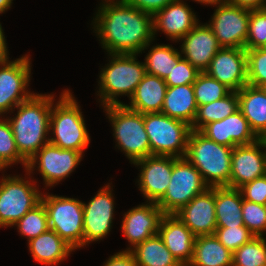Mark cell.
<instances>
[{"mask_svg": "<svg viewBox=\"0 0 266 266\" xmlns=\"http://www.w3.org/2000/svg\"><path fill=\"white\" fill-rule=\"evenodd\" d=\"M93 23L103 48L110 54H139L154 39L153 15L123 0L103 2Z\"/></svg>", "mask_w": 266, "mask_h": 266, "instance_id": "6da1fadb", "label": "cell"}, {"mask_svg": "<svg viewBox=\"0 0 266 266\" xmlns=\"http://www.w3.org/2000/svg\"><path fill=\"white\" fill-rule=\"evenodd\" d=\"M54 95L34 94L16 106L17 115L8 118L19 154L28 162L47 143Z\"/></svg>", "mask_w": 266, "mask_h": 266, "instance_id": "7a4b0ae2", "label": "cell"}, {"mask_svg": "<svg viewBox=\"0 0 266 266\" xmlns=\"http://www.w3.org/2000/svg\"><path fill=\"white\" fill-rule=\"evenodd\" d=\"M232 150V147L208 139L200 131L191 130L185 157L200 172L209 188L228 187Z\"/></svg>", "mask_w": 266, "mask_h": 266, "instance_id": "3957f363", "label": "cell"}, {"mask_svg": "<svg viewBox=\"0 0 266 266\" xmlns=\"http://www.w3.org/2000/svg\"><path fill=\"white\" fill-rule=\"evenodd\" d=\"M49 130H52L55 136L49 138V143L61 149L79 151L83 154V150L85 151L89 145L90 138L85 120L69 90L63 91L59 101L52 104Z\"/></svg>", "mask_w": 266, "mask_h": 266, "instance_id": "277c9868", "label": "cell"}, {"mask_svg": "<svg viewBox=\"0 0 266 266\" xmlns=\"http://www.w3.org/2000/svg\"><path fill=\"white\" fill-rule=\"evenodd\" d=\"M112 60L102 69L99 76V96L104 107L123 105L119 95H133L146 74L145 64L136 61V54H110Z\"/></svg>", "mask_w": 266, "mask_h": 266, "instance_id": "5b68a950", "label": "cell"}, {"mask_svg": "<svg viewBox=\"0 0 266 266\" xmlns=\"http://www.w3.org/2000/svg\"><path fill=\"white\" fill-rule=\"evenodd\" d=\"M112 122L114 138L119 149L134 163L151 156L149 137L145 130L144 114L123 105L104 107Z\"/></svg>", "mask_w": 266, "mask_h": 266, "instance_id": "8992f818", "label": "cell"}, {"mask_svg": "<svg viewBox=\"0 0 266 266\" xmlns=\"http://www.w3.org/2000/svg\"><path fill=\"white\" fill-rule=\"evenodd\" d=\"M144 125L149 137L151 156H186L191 126L163 113L144 114Z\"/></svg>", "mask_w": 266, "mask_h": 266, "instance_id": "52a82bcc", "label": "cell"}, {"mask_svg": "<svg viewBox=\"0 0 266 266\" xmlns=\"http://www.w3.org/2000/svg\"><path fill=\"white\" fill-rule=\"evenodd\" d=\"M49 229L55 231L74 250L83 247V202L74 198L42 195Z\"/></svg>", "mask_w": 266, "mask_h": 266, "instance_id": "ba28073f", "label": "cell"}, {"mask_svg": "<svg viewBox=\"0 0 266 266\" xmlns=\"http://www.w3.org/2000/svg\"><path fill=\"white\" fill-rule=\"evenodd\" d=\"M207 188L209 187L200 172L186 157H173L170 183L164 196L156 204L164 214H175Z\"/></svg>", "mask_w": 266, "mask_h": 266, "instance_id": "9c48e42d", "label": "cell"}, {"mask_svg": "<svg viewBox=\"0 0 266 266\" xmlns=\"http://www.w3.org/2000/svg\"><path fill=\"white\" fill-rule=\"evenodd\" d=\"M0 181V227H11L41 202L42 194L35 184L19 175Z\"/></svg>", "mask_w": 266, "mask_h": 266, "instance_id": "30bf717a", "label": "cell"}, {"mask_svg": "<svg viewBox=\"0 0 266 266\" xmlns=\"http://www.w3.org/2000/svg\"><path fill=\"white\" fill-rule=\"evenodd\" d=\"M0 115L13 110L35 93L28 92L31 66L28 55L9 61L0 60Z\"/></svg>", "mask_w": 266, "mask_h": 266, "instance_id": "8fae6325", "label": "cell"}, {"mask_svg": "<svg viewBox=\"0 0 266 266\" xmlns=\"http://www.w3.org/2000/svg\"><path fill=\"white\" fill-rule=\"evenodd\" d=\"M251 10L223 3L217 6L207 24L221 47L244 49Z\"/></svg>", "mask_w": 266, "mask_h": 266, "instance_id": "7c38bea8", "label": "cell"}, {"mask_svg": "<svg viewBox=\"0 0 266 266\" xmlns=\"http://www.w3.org/2000/svg\"><path fill=\"white\" fill-rule=\"evenodd\" d=\"M82 155L79 151L61 149L47 143L28 161L26 171L30 175L38 164L46 186H53L73 172L82 160Z\"/></svg>", "mask_w": 266, "mask_h": 266, "instance_id": "4fadbf2b", "label": "cell"}, {"mask_svg": "<svg viewBox=\"0 0 266 266\" xmlns=\"http://www.w3.org/2000/svg\"><path fill=\"white\" fill-rule=\"evenodd\" d=\"M111 186L107 184L85 204L83 202V246L98 241L110 232L114 216Z\"/></svg>", "mask_w": 266, "mask_h": 266, "instance_id": "5bb4252c", "label": "cell"}, {"mask_svg": "<svg viewBox=\"0 0 266 266\" xmlns=\"http://www.w3.org/2000/svg\"><path fill=\"white\" fill-rule=\"evenodd\" d=\"M262 147L264 151L260 150ZM264 175H266V145L262 139L250 145L233 148L229 188L239 189Z\"/></svg>", "mask_w": 266, "mask_h": 266, "instance_id": "9a60e30c", "label": "cell"}, {"mask_svg": "<svg viewBox=\"0 0 266 266\" xmlns=\"http://www.w3.org/2000/svg\"><path fill=\"white\" fill-rule=\"evenodd\" d=\"M205 72L231 91L238 92L247 85L246 50L221 47Z\"/></svg>", "mask_w": 266, "mask_h": 266, "instance_id": "2e32d148", "label": "cell"}, {"mask_svg": "<svg viewBox=\"0 0 266 266\" xmlns=\"http://www.w3.org/2000/svg\"><path fill=\"white\" fill-rule=\"evenodd\" d=\"M141 166L138 185L147 202L157 203L165 194L171 180L172 156H149L133 163Z\"/></svg>", "mask_w": 266, "mask_h": 266, "instance_id": "e0dca14e", "label": "cell"}, {"mask_svg": "<svg viewBox=\"0 0 266 266\" xmlns=\"http://www.w3.org/2000/svg\"><path fill=\"white\" fill-rule=\"evenodd\" d=\"M175 215L196 237L215 234V187L207 188L203 193L196 195Z\"/></svg>", "mask_w": 266, "mask_h": 266, "instance_id": "ac0fdd59", "label": "cell"}, {"mask_svg": "<svg viewBox=\"0 0 266 266\" xmlns=\"http://www.w3.org/2000/svg\"><path fill=\"white\" fill-rule=\"evenodd\" d=\"M200 132L208 139L232 148L250 145L260 139L239 109L223 120L208 123Z\"/></svg>", "mask_w": 266, "mask_h": 266, "instance_id": "d6986e66", "label": "cell"}, {"mask_svg": "<svg viewBox=\"0 0 266 266\" xmlns=\"http://www.w3.org/2000/svg\"><path fill=\"white\" fill-rule=\"evenodd\" d=\"M164 213L156 203L149 202L129 210L122 220V231L133 246L158 234L159 224Z\"/></svg>", "mask_w": 266, "mask_h": 266, "instance_id": "ffe728a7", "label": "cell"}, {"mask_svg": "<svg viewBox=\"0 0 266 266\" xmlns=\"http://www.w3.org/2000/svg\"><path fill=\"white\" fill-rule=\"evenodd\" d=\"M180 40L181 54L199 72H205L215 54L221 49L212 29L206 24H197Z\"/></svg>", "mask_w": 266, "mask_h": 266, "instance_id": "44dd1931", "label": "cell"}, {"mask_svg": "<svg viewBox=\"0 0 266 266\" xmlns=\"http://www.w3.org/2000/svg\"><path fill=\"white\" fill-rule=\"evenodd\" d=\"M165 246L182 266H188L193 258L195 235L175 215L164 214L158 230Z\"/></svg>", "mask_w": 266, "mask_h": 266, "instance_id": "7402d4cb", "label": "cell"}, {"mask_svg": "<svg viewBox=\"0 0 266 266\" xmlns=\"http://www.w3.org/2000/svg\"><path fill=\"white\" fill-rule=\"evenodd\" d=\"M182 2L175 0L153 16L154 35L157 30H162L170 39L177 41L198 24L195 13Z\"/></svg>", "mask_w": 266, "mask_h": 266, "instance_id": "603a6c76", "label": "cell"}, {"mask_svg": "<svg viewBox=\"0 0 266 266\" xmlns=\"http://www.w3.org/2000/svg\"><path fill=\"white\" fill-rule=\"evenodd\" d=\"M167 85L164 79L146 73L130 98L127 108L142 113H160L164 103Z\"/></svg>", "mask_w": 266, "mask_h": 266, "instance_id": "cb8c5ba5", "label": "cell"}, {"mask_svg": "<svg viewBox=\"0 0 266 266\" xmlns=\"http://www.w3.org/2000/svg\"><path fill=\"white\" fill-rule=\"evenodd\" d=\"M237 94L238 109L254 133L262 139L266 135V90L247 84Z\"/></svg>", "mask_w": 266, "mask_h": 266, "instance_id": "d4e9b609", "label": "cell"}, {"mask_svg": "<svg viewBox=\"0 0 266 266\" xmlns=\"http://www.w3.org/2000/svg\"><path fill=\"white\" fill-rule=\"evenodd\" d=\"M197 108L192 84L167 87L161 113L191 126L195 120Z\"/></svg>", "mask_w": 266, "mask_h": 266, "instance_id": "484cf974", "label": "cell"}, {"mask_svg": "<svg viewBox=\"0 0 266 266\" xmlns=\"http://www.w3.org/2000/svg\"><path fill=\"white\" fill-rule=\"evenodd\" d=\"M33 259L41 264L56 265L74 249L55 231L48 229L28 242Z\"/></svg>", "mask_w": 266, "mask_h": 266, "instance_id": "4316f807", "label": "cell"}, {"mask_svg": "<svg viewBox=\"0 0 266 266\" xmlns=\"http://www.w3.org/2000/svg\"><path fill=\"white\" fill-rule=\"evenodd\" d=\"M233 253L213 235L195 237L193 258L188 266H232Z\"/></svg>", "mask_w": 266, "mask_h": 266, "instance_id": "83f0119b", "label": "cell"}, {"mask_svg": "<svg viewBox=\"0 0 266 266\" xmlns=\"http://www.w3.org/2000/svg\"><path fill=\"white\" fill-rule=\"evenodd\" d=\"M242 194L239 189L215 187V213L217 227L244 226Z\"/></svg>", "mask_w": 266, "mask_h": 266, "instance_id": "f1b7e54d", "label": "cell"}, {"mask_svg": "<svg viewBox=\"0 0 266 266\" xmlns=\"http://www.w3.org/2000/svg\"><path fill=\"white\" fill-rule=\"evenodd\" d=\"M127 251L133 254L137 266H182L170 253L159 234L132 249L129 247Z\"/></svg>", "mask_w": 266, "mask_h": 266, "instance_id": "f546056e", "label": "cell"}, {"mask_svg": "<svg viewBox=\"0 0 266 266\" xmlns=\"http://www.w3.org/2000/svg\"><path fill=\"white\" fill-rule=\"evenodd\" d=\"M238 110V94L231 91L220 100L198 106L191 130L200 131L208 123L220 121Z\"/></svg>", "mask_w": 266, "mask_h": 266, "instance_id": "4dcf8cb0", "label": "cell"}, {"mask_svg": "<svg viewBox=\"0 0 266 266\" xmlns=\"http://www.w3.org/2000/svg\"><path fill=\"white\" fill-rule=\"evenodd\" d=\"M181 57L171 45H154L145 57L146 73L165 80Z\"/></svg>", "mask_w": 266, "mask_h": 266, "instance_id": "1f68e13d", "label": "cell"}, {"mask_svg": "<svg viewBox=\"0 0 266 266\" xmlns=\"http://www.w3.org/2000/svg\"><path fill=\"white\" fill-rule=\"evenodd\" d=\"M232 266H266V239L254 236L232 256Z\"/></svg>", "mask_w": 266, "mask_h": 266, "instance_id": "d6a6232c", "label": "cell"}, {"mask_svg": "<svg viewBox=\"0 0 266 266\" xmlns=\"http://www.w3.org/2000/svg\"><path fill=\"white\" fill-rule=\"evenodd\" d=\"M192 85L198 106L220 100L231 92L228 87L206 72H200Z\"/></svg>", "mask_w": 266, "mask_h": 266, "instance_id": "836d02e7", "label": "cell"}, {"mask_svg": "<svg viewBox=\"0 0 266 266\" xmlns=\"http://www.w3.org/2000/svg\"><path fill=\"white\" fill-rule=\"evenodd\" d=\"M14 225H17L20 234L27 237L28 242L39 236L41 233L46 232L49 229V225L48 215L44 204L40 202Z\"/></svg>", "mask_w": 266, "mask_h": 266, "instance_id": "e575fe53", "label": "cell"}, {"mask_svg": "<svg viewBox=\"0 0 266 266\" xmlns=\"http://www.w3.org/2000/svg\"><path fill=\"white\" fill-rule=\"evenodd\" d=\"M21 162L25 169L27 161L19 154L9 121L0 119V169Z\"/></svg>", "mask_w": 266, "mask_h": 266, "instance_id": "d590c367", "label": "cell"}, {"mask_svg": "<svg viewBox=\"0 0 266 266\" xmlns=\"http://www.w3.org/2000/svg\"><path fill=\"white\" fill-rule=\"evenodd\" d=\"M247 55V84L266 86V49L263 47L246 50Z\"/></svg>", "mask_w": 266, "mask_h": 266, "instance_id": "8d00e7d4", "label": "cell"}, {"mask_svg": "<svg viewBox=\"0 0 266 266\" xmlns=\"http://www.w3.org/2000/svg\"><path fill=\"white\" fill-rule=\"evenodd\" d=\"M244 225L255 235L263 236L266 231V205L242 200Z\"/></svg>", "mask_w": 266, "mask_h": 266, "instance_id": "74e56055", "label": "cell"}, {"mask_svg": "<svg viewBox=\"0 0 266 266\" xmlns=\"http://www.w3.org/2000/svg\"><path fill=\"white\" fill-rule=\"evenodd\" d=\"M266 44V9L251 10L248 37L244 49L251 50Z\"/></svg>", "mask_w": 266, "mask_h": 266, "instance_id": "f35d334b", "label": "cell"}, {"mask_svg": "<svg viewBox=\"0 0 266 266\" xmlns=\"http://www.w3.org/2000/svg\"><path fill=\"white\" fill-rule=\"evenodd\" d=\"M215 236L232 253L255 235L244 225L239 227H217Z\"/></svg>", "mask_w": 266, "mask_h": 266, "instance_id": "ab89813d", "label": "cell"}, {"mask_svg": "<svg viewBox=\"0 0 266 266\" xmlns=\"http://www.w3.org/2000/svg\"><path fill=\"white\" fill-rule=\"evenodd\" d=\"M199 71L186 59L181 57L172 67L170 74L165 78L167 87L193 84Z\"/></svg>", "mask_w": 266, "mask_h": 266, "instance_id": "60d3db41", "label": "cell"}, {"mask_svg": "<svg viewBox=\"0 0 266 266\" xmlns=\"http://www.w3.org/2000/svg\"><path fill=\"white\" fill-rule=\"evenodd\" d=\"M239 190L243 199L266 205V175L244 184Z\"/></svg>", "mask_w": 266, "mask_h": 266, "instance_id": "b9f144b4", "label": "cell"}, {"mask_svg": "<svg viewBox=\"0 0 266 266\" xmlns=\"http://www.w3.org/2000/svg\"><path fill=\"white\" fill-rule=\"evenodd\" d=\"M127 4L151 15L164 9L169 3L175 0H123Z\"/></svg>", "mask_w": 266, "mask_h": 266, "instance_id": "7bdbcfd3", "label": "cell"}, {"mask_svg": "<svg viewBox=\"0 0 266 266\" xmlns=\"http://www.w3.org/2000/svg\"><path fill=\"white\" fill-rule=\"evenodd\" d=\"M104 266H137L133 254L124 250L111 256Z\"/></svg>", "mask_w": 266, "mask_h": 266, "instance_id": "ee69618b", "label": "cell"}, {"mask_svg": "<svg viewBox=\"0 0 266 266\" xmlns=\"http://www.w3.org/2000/svg\"><path fill=\"white\" fill-rule=\"evenodd\" d=\"M266 0H226V3L248 10L266 9Z\"/></svg>", "mask_w": 266, "mask_h": 266, "instance_id": "f6af8a7d", "label": "cell"}, {"mask_svg": "<svg viewBox=\"0 0 266 266\" xmlns=\"http://www.w3.org/2000/svg\"><path fill=\"white\" fill-rule=\"evenodd\" d=\"M8 51L5 41V36L3 34L2 26L0 24V60H8Z\"/></svg>", "mask_w": 266, "mask_h": 266, "instance_id": "bcb514c9", "label": "cell"}, {"mask_svg": "<svg viewBox=\"0 0 266 266\" xmlns=\"http://www.w3.org/2000/svg\"><path fill=\"white\" fill-rule=\"evenodd\" d=\"M13 0H0V13L2 14L11 7Z\"/></svg>", "mask_w": 266, "mask_h": 266, "instance_id": "7dc6e473", "label": "cell"}, {"mask_svg": "<svg viewBox=\"0 0 266 266\" xmlns=\"http://www.w3.org/2000/svg\"><path fill=\"white\" fill-rule=\"evenodd\" d=\"M195 1L203 3L205 5L210 4V5H215V6L226 3V0H195Z\"/></svg>", "mask_w": 266, "mask_h": 266, "instance_id": "c3c4849f", "label": "cell"}, {"mask_svg": "<svg viewBox=\"0 0 266 266\" xmlns=\"http://www.w3.org/2000/svg\"><path fill=\"white\" fill-rule=\"evenodd\" d=\"M262 140L265 142L266 145V135L262 138Z\"/></svg>", "mask_w": 266, "mask_h": 266, "instance_id": "681fc988", "label": "cell"}]
</instances>
